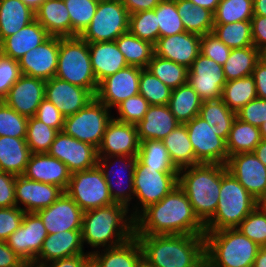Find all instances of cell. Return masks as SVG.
Here are the masks:
<instances>
[{
	"label": "cell",
	"mask_w": 266,
	"mask_h": 267,
	"mask_svg": "<svg viewBox=\"0 0 266 267\" xmlns=\"http://www.w3.org/2000/svg\"><path fill=\"white\" fill-rule=\"evenodd\" d=\"M205 235L184 191L176 186L135 218V235Z\"/></svg>",
	"instance_id": "obj_1"
},
{
	"label": "cell",
	"mask_w": 266,
	"mask_h": 267,
	"mask_svg": "<svg viewBox=\"0 0 266 267\" xmlns=\"http://www.w3.org/2000/svg\"><path fill=\"white\" fill-rule=\"evenodd\" d=\"M154 267H206L204 235H135Z\"/></svg>",
	"instance_id": "obj_2"
},
{
	"label": "cell",
	"mask_w": 266,
	"mask_h": 267,
	"mask_svg": "<svg viewBox=\"0 0 266 267\" xmlns=\"http://www.w3.org/2000/svg\"><path fill=\"white\" fill-rule=\"evenodd\" d=\"M130 210L114 203L85 211L81 227L83 245L87 243L97 251V248L119 246L131 239L135 235V219L129 214Z\"/></svg>",
	"instance_id": "obj_3"
},
{
	"label": "cell",
	"mask_w": 266,
	"mask_h": 267,
	"mask_svg": "<svg viewBox=\"0 0 266 267\" xmlns=\"http://www.w3.org/2000/svg\"><path fill=\"white\" fill-rule=\"evenodd\" d=\"M178 186L187 195L195 215L205 224L217 209L221 164L200 163L179 170Z\"/></svg>",
	"instance_id": "obj_4"
},
{
	"label": "cell",
	"mask_w": 266,
	"mask_h": 267,
	"mask_svg": "<svg viewBox=\"0 0 266 267\" xmlns=\"http://www.w3.org/2000/svg\"><path fill=\"white\" fill-rule=\"evenodd\" d=\"M206 267H253L260 246L237 228L205 232Z\"/></svg>",
	"instance_id": "obj_5"
},
{
	"label": "cell",
	"mask_w": 266,
	"mask_h": 267,
	"mask_svg": "<svg viewBox=\"0 0 266 267\" xmlns=\"http://www.w3.org/2000/svg\"><path fill=\"white\" fill-rule=\"evenodd\" d=\"M258 201L221 164V188L215 214L204 224L205 232L236 228Z\"/></svg>",
	"instance_id": "obj_6"
},
{
	"label": "cell",
	"mask_w": 266,
	"mask_h": 267,
	"mask_svg": "<svg viewBox=\"0 0 266 267\" xmlns=\"http://www.w3.org/2000/svg\"><path fill=\"white\" fill-rule=\"evenodd\" d=\"M55 77L83 87L96 95L99 84L92 69L88 42L80 36L59 37Z\"/></svg>",
	"instance_id": "obj_7"
},
{
	"label": "cell",
	"mask_w": 266,
	"mask_h": 267,
	"mask_svg": "<svg viewBox=\"0 0 266 267\" xmlns=\"http://www.w3.org/2000/svg\"><path fill=\"white\" fill-rule=\"evenodd\" d=\"M112 118L110 109L95 97L81 110L64 118L63 131L97 149Z\"/></svg>",
	"instance_id": "obj_8"
},
{
	"label": "cell",
	"mask_w": 266,
	"mask_h": 267,
	"mask_svg": "<svg viewBox=\"0 0 266 267\" xmlns=\"http://www.w3.org/2000/svg\"><path fill=\"white\" fill-rule=\"evenodd\" d=\"M133 182L134 198L138 200H136L137 206L134 205L131 212V216L135 219L149 205L158 203L178 186V171H157V169L142 165L137 160Z\"/></svg>",
	"instance_id": "obj_9"
},
{
	"label": "cell",
	"mask_w": 266,
	"mask_h": 267,
	"mask_svg": "<svg viewBox=\"0 0 266 267\" xmlns=\"http://www.w3.org/2000/svg\"><path fill=\"white\" fill-rule=\"evenodd\" d=\"M129 31V13L120 0H99L91 23L80 35L88 43L115 41Z\"/></svg>",
	"instance_id": "obj_10"
},
{
	"label": "cell",
	"mask_w": 266,
	"mask_h": 267,
	"mask_svg": "<svg viewBox=\"0 0 266 267\" xmlns=\"http://www.w3.org/2000/svg\"><path fill=\"white\" fill-rule=\"evenodd\" d=\"M65 193L85 212L114 204L98 165L71 174Z\"/></svg>",
	"instance_id": "obj_11"
},
{
	"label": "cell",
	"mask_w": 266,
	"mask_h": 267,
	"mask_svg": "<svg viewBox=\"0 0 266 267\" xmlns=\"http://www.w3.org/2000/svg\"><path fill=\"white\" fill-rule=\"evenodd\" d=\"M189 140L199 163L223 164L228 161L226 141L215 126H210L199 115L185 124Z\"/></svg>",
	"instance_id": "obj_12"
},
{
	"label": "cell",
	"mask_w": 266,
	"mask_h": 267,
	"mask_svg": "<svg viewBox=\"0 0 266 267\" xmlns=\"http://www.w3.org/2000/svg\"><path fill=\"white\" fill-rule=\"evenodd\" d=\"M113 159L115 160L114 163L110 162ZM136 162H137V156H121V155L98 157L97 160V165L101 169L103 176L107 182L109 193L111 195L113 202L122 204L126 206L128 209L130 207L132 199H134V194H135L133 181H134V168ZM117 164L119 167L118 166L115 167V165ZM117 167L118 169H115ZM118 172L122 176L118 175L117 174ZM115 177H117V180L114 179ZM118 177L119 179L122 180H119ZM113 180L116 181V184L115 181Z\"/></svg>",
	"instance_id": "obj_13"
},
{
	"label": "cell",
	"mask_w": 266,
	"mask_h": 267,
	"mask_svg": "<svg viewBox=\"0 0 266 267\" xmlns=\"http://www.w3.org/2000/svg\"><path fill=\"white\" fill-rule=\"evenodd\" d=\"M47 235L40 216L36 212H25L21 226L5 242L29 267H34Z\"/></svg>",
	"instance_id": "obj_14"
},
{
	"label": "cell",
	"mask_w": 266,
	"mask_h": 267,
	"mask_svg": "<svg viewBox=\"0 0 266 267\" xmlns=\"http://www.w3.org/2000/svg\"><path fill=\"white\" fill-rule=\"evenodd\" d=\"M47 154L63 162L71 174L95 167L98 160L94 146L79 141L64 131L58 132Z\"/></svg>",
	"instance_id": "obj_15"
},
{
	"label": "cell",
	"mask_w": 266,
	"mask_h": 267,
	"mask_svg": "<svg viewBox=\"0 0 266 267\" xmlns=\"http://www.w3.org/2000/svg\"><path fill=\"white\" fill-rule=\"evenodd\" d=\"M226 82L223 66L201 53L188 68V83L202 101L221 99Z\"/></svg>",
	"instance_id": "obj_16"
},
{
	"label": "cell",
	"mask_w": 266,
	"mask_h": 267,
	"mask_svg": "<svg viewBox=\"0 0 266 267\" xmlns=\"http://www.w3.org/2000/svg\"><path fill=\"white\" fill-rule=\"evenodd\" d=\"M141 70L128 65L106 77L99 83L95 97L111 110L129 97L139 94Z\"/></svg>",
	"instance_id": "obj_17"
},
{
	"label": "cell",
	"mask_w": 266,
	"mask_h": 267,
	"mask_svg": "<svg viewBox=\"0 0 266 267\" xmlns=\"http://www.w3.org/2000/svg\"><path fill=\"white\" fill-rule=\"evenodd\" d=\"M227 170L258 201L266 191V166L253 152L231 155Z\"/></svg>",
	"instance_id": "obj_18"
},
{
	"label": "cell",
	"mask_w": 266,
	"mask_h": 267,
	"mask_svg": "<svg viewBox=\"0 0 266 267\" xmlns=\"http://www.w3.org/2000/svg\"><path fill=\"white\" fill-rule=\"evenodd\" d=\"M140 141L137 127L134 124L122 123L112 118L107 124L100 146L98 157L137 156Z\"/></svg>",
	"instance_id": "obj_19"
},
{
	"label": "cell",
	"mask_w": 266,
	"mask_h": 267,
	"mask_svg": "<svg viewBox=\"0 0 266 267\" xmlns=\"http://www.w3.org/2000/svg\"><path fill=\"white\" fill-rule=\"evenodd\" d=\"M59 53V37L50 36L19 60L22 75L49 80L55 76Z\"/></svg>",
	"instance_id": "obj_20"
},
{
	"label": "cell",
	"mask_w": 266,
	"mask_h": 267,
	"mask_svg": "<svg viewBox=\"0 0 266 267\" xmlns=\"http://www.w3.org/2000/svg\"><path fill=\"white\" fill-rule=\"evenodd\" d=\"M65 191L55 185L28 179L24 175L16 176L15 199L16 206L24 212H37L49 207ZM23 207H21V205Z\"/></svg>",
	"instance_id": "obj_21"
},
{
	"label": "cell",
	"mask_w": 266,
	"mask_h": 267,
	"mask_svg": "<svg viewBox=\"0 0 266 267\" xmlns=\"http://www.w3.org/2000/svg\"><path fill=\"white\" fill-rule=\"evenodd\" d=\"M36 213L48 234L81 230L84 211L65 192L49 207Z\"/></svg>",
	"instance_id": "obj_22"
},
{
	"label": "cell",
	"mask_w": 266,
	"mask_h": 267,
	"mask_svg": "<svg viewBox=\"0 0 266 267\" xmlns=\"http://www.w3.org/2000/svg\"><path fill=\"white\" fill-rule=\"evenodd\" d=\"M45 84L43 79L22 75L2 101L20 115L33 117L45 98Z\"/></svg>",
	"instance_id": "obj_23"
},
{
	"label": "cell",
	"mask_w": 266,
	"mask_h": 267,
	"mask_svg": "<svg viewBox=\"0 0 266 267\" xmlns=\"http://www.w3.org/2000/svg\"><path fill=\"white\" fill-rule=\"evenodd\" d=\"M45 98L52 102L64 117L85 107L95 96L87 89L52 77L46 80Z\"/></svg>",
	"instance_id": "obj_24"
},
{
	"label": "cell",
	"mask_w": 266,
	"mask_h": 267,
	"mask_svg": "<svg viewBox=\"0 0 266 267\" xmlns=\"http://www.w3.org/2000/svg\"><path fill=\"white\" fill-rule=\"evenodd\" d=\"M200 40V35L186 31L159 37L154 45L155 55L189 68L200 54Z\"/></svg>",
	"instance_id": "obj_25"
},
{
	"label": "cell",
	"mask_w": 266,
	"mask_h": 267,
	"mask_svg": "<svg viewBox=\"0 0 266 267\" xmlns=\"http://www.w3.org/2000/svg\"><path fill=\"white\" fill-rule=\"evenodd\" d=\"M80 254H90V251L84 252L81 230L48 234L34 261V267H42L51 261Z\"/></svg>",
	"instance_id": "obj_26"
},
{
	"label": "cell",
	"mask_w": 266,
	"mask_h": 267,
	"mask_svg": "<svg viewBox=\"0 0 266 267\" xmlns=\"http://www.w3.org/2000/svg\"><path fill=\"white\" fill-rule=\"evenodd\" d=\"M23 175L34 181L58 186L64 191L71 177L67 166L47 153H32Z\"/></svg>",
	"instance_id": "obj_27"
},
{
	"label": "cell",
	"mask_w": 266,
	"mask_h": 267,
	"mask_svg": "<svg viewBox=\"0 0 266 267\" xmlns=\"http://www.w3.org/2000/svg\"><path fill=\"white\" fill-rule=\"evenodd\" d=\"M91 261L96 267H138L143 259L139 240L134 235L125 243L90 252Z\"/></svg>",
	"instance_id": "obj_28"
},
{
	"label": "cell",
	"mask_w": 266,
	"mask_h": 267,
	"mask_svg": "<svg viewBox=\"0 0 266 267\" xmlns=\"http://www.w3.org/2000/svg\"><path fill=\"white\" fill-rule=\"evenodd\" d=\"M179 124L168 105H150L143 119L136 125L139 141H161Z\"/></svg>",
	"instance_id": "obj_29"
},
{
	"label": "cell",
	"mask_w": 266,
	"mask_h": 267,
	"mask_svg": "<svg viewBox=\"0 0 266 267\" xmlns=\"http://www.w3.org/2000/svg\"><path fill=\"white\" fill-rule=\"evenodd\" d=\"M91 65L98 84L128 66L115 41L88 43Z\"/></svg>",
	"instance_id": "obj_30"
},
{
	"label": "cell",
	"mask_w": 266,
	"mask_h": 267,
	"mask_svg": "<svg viewBox=\"0 0 266 267\" xmlns=\"http://www.w3.org/2000/svg\"><path fill=\"white\" fill-rule=\"evenodd\" d=\"M49 37L50 35L44 27L35 19L16 34L6 37L0 43V51L18 61L28 51L38 47Z\"/></svg>",
	"instance_id": "obj_31"
},
{
	"label": "cell",
	"mask_w": 266,
	"mask_h": 267,
	"mask_svg": "<svg viewBox=\"0 0 266 267\" xmlns=\"http://www.w3.org/2000/svg\"><path fill=\"white\" fill-rule=\"evenodd\" d=\"M35 19L50 36L71 37V21L64 0H46L35 12Z\"/></svg>",
	"instance_id": "obj_32"
},
{
	"label": "cell",
	"mask_w": 266,
	"mask_h": 267,
	"mask_svg": "<svg viewBox=\"0 0 266 267\" xmlns=\"http://www.w3.org/2000/svg\"><path fill=\"white\" fill-rule=\"evenodd\" d=\"M31 151L25 138L0 136V171L23 175Z\"/></svg>",
	"instance_id": "obj_33"
},
{
	"label": "cell",
	"mask_w": 266,
	"mask_h": 267,
	"mask_svg": "<svg viewBox=\"0 0 266 267\" xmlns=\"http://www.w3.org/2000/svg\"><path fill=\"white\" fill-rule=\"evenodd\" d=\"M35 20V12L21 0H0V43Z\"/></svg>",
	"instance_id": "obj_34"
},
{
	"label": "cell",
	"mask_w": 266,
	"mask_h": 267,
	"mask_svg": "<svg viewBox=\"0 0 266 267\" xmlns=\"http://www.w3.org/2000/svg\"><path fill=\"white\" fill-rule=\"evenodd\" d=\"M161 141L178 171L200 164L195 158L194 149L189 140L185 124H179Z\"/></svg>",
	"instance_id": "obj_35"
},
{
	"label": "cell",
	"mask_w": 266,
	"mask_h": 267,
	"mask_svg": "<svg viewBox=\"0 0 266 267\" xmlns=\"http://www.w3.org/2000/svg\"><path fill=\"white\" fill-rule=\"evenodd\" d=\"M202 102L198 93L186 83L172 89L168 107L180 124H186L199 115Z\"/></svg>",
	"instance_id": "obj_36"
},
{
	"label": "cell",
	"mask_w": 266,
	"mask_h": 267,
	"mask_svg": "<svg viewBox=\"0 0 266 267\" xmlns=\"http://www.w3.org/2000/svg\"><path fill=\"white\" fill-rule=\"evenodd\" d=\"M175 2L186 32L202 36L213 31L214 15L212 11L195 6L189 0H175Z\"/></svg>",
	"instance_id": "obj_37"
},
{
	"label": "cell",
	"mask_w": 266,
	"mask_h": 267,
	"mask_svg": "<svg viewBox=\"0 0 266 267\" xmlns=\"http://www.w3.org/2000/svg\"><path fill=\"white\" fill-rule=\"evenodd\" d=\"M261 59V52L253 45L245 48L232 49L223 65L227 81L252 75L256 63Z\"/></svg>",
	"instance_id": "obj_38"
},
{
	"label": "cell",
	"mask_w": 266,
	"mask_h": 267,
	"mask_svg": "<svg viewBox=\"0 0 266 267\" xmlns=\"http://www.w3.org/2000/svg\"><path fill=\"white\" fill-rule=\"evenodd\" d=\"M129 66L146 68L155 54L154 45L133 35L130 31L115 40Z\"/></svg>",
	"instance_id": "obj_39"
},
{
	"label": "cell",
	"mask_w": 266,
	"mask_h": 267,
	"mask_svg": "<svg viewBox=\"0 0 266 267\" xmlns=\"http://www.w3.org/2000/svg\"><path fill=\"white\" fill-rule=\"evenodd\" d=\"M261 140L260 128L236 117L226 141L228 156L253 152Z\"/></svg>",
	"instance_id": "obj_40"
},
{
	"label": "cell",
	"mask_w": 266,
	"mask_h": 267,
	"mask_svg": "<svg viewBox=\"0 0 266 267\" xmlns=\"http://www.w3.org/2000/svg\"><path fill=\"white\" fill-rule=\"evenodd\" d=\"M255 98L257 92L252 76L227 81L222 89L221 100L234 112Z\"/></svg>",
	"instance_id": "obj_41"
},
{
	"label": "cell",
	"mask_w": 266,
	"mask_h": 267,
	"mask_svg": "<svg viewBox=\"0 0 266 267\" xmlns=\"http://www.w3.org/2000/svg\"><path fill=\"white\" fill-rule=\"evenodd\" d=\"M199 116L210 126H215L221 132V138L227 141L232 124L236 118V112L221 100L203 101Z\"/></svg>",
	"instance_id": "obj_42"
},
{
	"label": "cell",
	"mask_w": 266,
	"mask_h": 267,
	"mask_svg": "<svg viewBox=\"0 0 266 267\" xmlns=\"http://www.w3.org/2000/svg\"><path fill=\"white\" fill-rule=\"evenodd\" d=\"M146 69L171 89L188 83V68L176 62L153 55Z\"/></svg>",
	"instance_id": "obj_43"
},
{
	"label": "cell",
	"mask_w": 266,
	"mask_h": 267,
	"mask_svg": "<svg viewBox=\"0 0 266 267\" xmlns=\"http://www.w3.org/2000/svg\"><path fill=\"white\" fill-rule=\"evenodd\" d=\"M137 160L144 166L157 171H178L172 163L162 141L147 140L140 142Z\"/></svg>",
	"instance_id": "obj_44"
},
{
	"label": "cell",
	"mask_w": 266,
	"mask_h": 267,
	"mask_svg": "<svg viewBox=\"0 0 266 267\" xmlns=\"http://www.w3.org/2000/svg\"><path fill=\"white\" fill-rule=\"evenodd\" d=\"M212 33L231 49L253 46L251 21L214 24Z\"/></svg>",
	"instance_id": "obj_45"
},
{
	"label": "cell",
	"mask_w": 266,
	"mask_h": 267,
	"mask_svg": "<svg viewBox=\"0 0 266 267\" xmlns=\"http://www.w3.org/2000/svg\"><path fill=\"white\" fill-rule=\"evenodd\" d=\"M213 15L214 24L251 21L253 0H221Z\"/></svg>",
	"instance_id": "obj_46"
},
{
	"label": "cell",
	"mask_w": 266,
	"mask_h": 267,
	"mask_svg": "<svg viewBox=\"0 0 266 267\" xmlns=\"http://www.w3.org/2000/svg\"><path fill=\"white\" fill-rule=\"evenodd\" d=\"M58 132L35 116L29 117L25 140L31 153H47Z\"/></svg>",
	"instance_id": "obj_47"
},
{
	"label": "cell",
	"mask_w": 266,
	"mask_h": 267,
	"mask_svg": "<svg viewBox=\"0 0 266 267\" xmlns=\"http://www.w3.org/2000/svg\"><path fill=\"white\" fill-rule=\"evenodd\" d=\"M71 21V37L80 36L91 23L99 0H64Z\"/></svg>",
	"instance_id": "obj_48"
},
{
	"label": "cell",
	"mask_w": 266,
	"mask_h": 267,
	"mask_svg": "<svg viewBox=\"0 0 266 267\" xmlns=\"http://www.w3.org/2000/svg\"><path fill=\"white\" fill-rule=\"evenodd\" d=\"M171 93L172 89L146 68L141 70L139 94L148 101L149 105H168Z\"/></svg>",
	"instance_id": "obj_49"
},
{
	"label": "cell",
	"mask_w": 266,
	"mask_h": 267,
	"mask_svg": "<svg viewBox=\"0 0 266 267\" xmlns=\"http://www.w3.org/2000/svg\"><path fill=\"white\" fill-rule=\"evenodd\" d=\"M154 10L159 26V37L185 32L175 0H161Z\"/></svg>",
	"instance_id": "obj_50"
},
{
	"label": "cell",
	"mask_w": 266,
	"mask_h": 267,
	"mask_svg": "<svg viewBox=\"0 0 266 267\" xmlns=\"http://www.w3.org/2000/svg\"><path fill=\"white\" fill-rule=\"evenodd\" d=\"M129 31L138 38L155 45L159 38V26L155 10L129 15Z\"/></svg>",
	"instance_id": "obj_51"
},
{
	"label": "cell",
	"mask_w": 266,
	"mask_h": 267,
	"mask_svg": "<svg viewBox=\"0 0 266 267\" xmlns=\"http://www.w3.org/2000/svg\"><path fill=\"white\" fill-rule=\"evenodd\" d=\"M236 228L258 246H266V211L258 205Z\"/></svg>",
	"instance_id": "obj_52"
},
{
	"label": "cell",
	"mask_w": 266,
	"mask_h": 267,
	"mask_svg": "<svg viewBox=\"0 0 266 267\" xmlns=\"http://www.w3.org/2000/svg\"><path fill=\"white\" fill-rule=\"evenodd\" d=\"M28 117L0 101V136L26 138Z\"/></svg>",
	"instance_id": "obj_53"
},
{
	"label": "cell",
	"mask_w": 266,
	"mask_h": 267,
	"mask_svg": "<svg viewBox=\"0 0 266 267\" xmlns=\"http://www.w3.org/2000/svg\"><path fill=\"white\" fill-rule=\"evenodd\" d=\"M149 106L148 101L142 95H134L115 107L119 117L113 116V119L122 123L137 125L145 116Z\"/></svg>",
	"instance_id": "obj_54"
},
{
	"label": "cell",
	"mask_w": 266,
	"mask_h": 267,
	"mask_svg": "<svg viewBox=\"0 0 266 267\" xmlns=\"http://www.w3.org/2000/svg\"><path fill=\"white\" fill-rule=\"evenodd\" d=\"M21 76L19 62L0 51V101L7 96L9 89Z\"/></svg>",
	"instance_id": "obj_55"
},
{
	"label": "cell",
	"mask_w": 266,
	"mask_h": 267,
	"mask_svg": "<svg viewBox=\"0 0 266 267\" xmlns=\"http://www.w3.org/2000/svg\"><path fill=\"white\" fill-rule=\"evenodd\" d=\"M231 50L212 32L201 36L200 53L214 60L217 64L223 66Z\"/></svg>",
	"instance_id": "obj_56"
},
{
	"label": "cell",
	"mask_w": 266,
	"mask_h": 267,
	"mask_svg": "<svg viewBox=\"0 0 266 267\" xmlns=\"http://www.w3.org/2000/svg\"><path fill=\"white\" fill-rule=\"evenodd\" d=\"M236 117L260 128L266 121V100L258 97L251 100L236 112Z\"/></svg>",
	"instance_id": "obj_57"
},
{
	"label": "cell",
	"mask_w": 266,
	"mask_h": 267,
	"mask_svg": "<svg viewBox=\"0 0 266 267\" xmlns=\"http://www.w3.org/2000/svg\"><path fill=\"white\" fill-rule=\"evenodd\" d=\"M24 214L17 206L0 208V241L5 242L21 226Z\"/></svg>",
	"instance_id": "obj_58"
},
{
	"label": "cell",
	"mask_w": 266,
	"mask_h": 267,
	"mask_svg": "<svg viewBox=\"0 0 266 267\" xmlns=\"http://www.w3.org/2000/svg\"><path fill=\"white\" fill-rule=\"evenodd\" d=\"M35 117L47 126L57 129L58 131H63L65 117L61 114L59 109L46 98H44L38 106Z\"/></svg>",
	"instance_id": "obj_59"
},
{
	"label": "cell",
	"mask_w": 266,
	"mask_h": 267,
	"mask_svg": "<svg viewBox=\"0 0 266 267\" xmlns=\"http://www.w3.org/2000/svg\"><path fill=\"white\" fill-rule=\"evenodd\" d=\"M16 175L0 171V208L16 206Z\"/></svg>",
	"instance_id": "obj_60"
},
{
	"label": "cell",
	"mask_w": 266,
	"mask_h": 267,
	"mask_svg": "<svg viewBox=\"0 0 266 267\" xmlns=\"http://www.w3.org/2000/svg\"><path fill=\"white\" fill-rule=\"evenodd\" d=\"M253 45L262 52L266 48V16L254 15L251 18Z\"/></svg>",
	"instance_id": "obj_61"
},
{
	"label": "cell",
	"mask_w": 266,
	"mask_h": 267,
	"mask_svg": "<svg viewBox=\"0 0 266 267\" xmlns=\"http://www.w3.org/2000/svg\"><path fill=\"white\" fill-rule=\"evenodd\" d=\"M255 81L257 97L266 100V61L261 58L251 75Z\"/></svg>",
	"instance_id": "obj_62"
},
{
	"label": "cell",
	"mask_w": 266,
	"mask_h": 267,
	"mask_svg": "<svg viewBox=\"0 0 266 267\" xmlns=\"http://www.w3.org/2000/svg\"><path fill=\"white\" fill-rule=\"evenodd\" d=\"M0 267H29L15 252L6 244L0 241Z\"/></svg>",
	"instance_id": "obj_63"
},
{
	"label": "cell",
	"mask_w": 266,
	"mask_h": 267,
	"mask_svg": "<svg viewBox=\"0 0 266 267\" xmlns=\"http://www.w3.org/2000/svg\"><path fill=\"white\" fill-rule=\"evenodd\" d=\"M90 261V254H80L51 261L42 267H85Z\"/></svg>",
	"instance_id": "obj_64"
},
{
	"label": "cell",
	"mask_w": 266,
	"mask_h": 267,
	"mask_svg": "<svg viewBox=\"0 0 266 267\" xmlns=\"http://www.w3.org/2000/svg\"><path fill=\"white\" fill-rule=\"evenodd\" d=\"M129 15L141 11L153 10L161 0H120Z\"/></svg>",
	"instance_id": "obj_65"
},
{
	"label": "cell",
	"mask_w": 266,
	"mask_h": 267,
	"mask_svg": "<svg viewBox=\"0 0 266 267\" xmlns=\"http://www.w3.org/2000/svg\"><path fill=\"white\" fill-rule=\"evenodd\" d=\"M189 1H191L195 6L209 9L214 13L221 0H189Z\"/></svg>",
	"instance_id": "obj_66"
},
{
	"label": "cell",
	"mask_w": 266,
	"mask_h": 267,
	"mask_svg": "<svg viewBox=\"0 0 266 267\" xmlns=\"http://www.w3.org/2000/svg\"><path fill=\"white\" fill-rule=\"evenodd\" d=\"M253 153L266 166V140L262 139L255 147Z\"/></svg>",
	"instance_id": "obj_67"
},
{
	"label": "cell",
	"mask_w": 266,
	"mask_h": 267,
	"mask_svg": "<svg viewBox=\"0 0 266 267\" xmlns=\"http://www.w3.org/2000/svg\"><path fill=\"white\" fill-rule=\"evenodd\" d=\"M253 267H266V246L259 248Z\"/></svg>",
	"instance_id": "obj_68"
},
{
	"label": "cell",
	"mask_w": 266,
	"mask_h": 267,
	"mask_svg": "<svg viewBox=\"0 0 266 267\" xmlns=\"http://www.w3.org/2000/svg\"><path fill=\"white\" fill-rule=\"evenodd\" d=\"M254 15L266 16V0H253Z\"/></svg>",
	"instance_id": "obj_69"
},
{
	"label": "cell",
	"mask_w": 266,
	"mask_h": 267,
	"mask_svg": "<svg viewBox=\"0 0 266 267\" xmlns=\"http://www.w3.org/2000/svg\"><path fill=\"white\" fill-rule=\"evenodd\" d=\"M32 11L36 12L46 0H21Z\"/></svg>",
	"instance_id": "obj_70"
},
{
	"label": "cell",
	"mask_w": 266,
	"mask_h": 267,
	"mask_svg": "<svg viewBox=\"0 0 266 267\" xmlns=\"http://www.w3.org/2000/svg\"><path fill=\"white\" fill-rule=\"evenodd\" d=\"M258 206L266 211V191L264 195L258 200Z\"/></svg>",
	"instance_id": "obj_71"
},
{
	"label": "cell",
	"mask_w": 266,
	"mask_h": 267,
	"mask_svg": "<svg viewBox=\"0 0 266 267\" xmlns=\"http://www.w3.org/2000/svg\"><path fill=\"white\" fill-rule=\"evenodd\" d=\"M261 137L266 140V121L260 127Z\"/></svg>",
	"instance_id": "obj_72"
},
{
	"label": "cell",
	"mask_w": 266,
	"mask_h": 267,
	"mask_svg": "<svg viewBox=\"0 0 266 267\" xmlns=\"http://www.w3.org/2000/svg\"><path fill=\"white\" fill-rule=\"evenodd\" d=\"M138 267H154V266L150 265L147 261L142 259V261L139 263Z\"/></svg>",
	"instance_id": "obj_73"
},
{
	"label": "cell",
	"mask_w": 266,
	"mask_h": 267,
	"mask_svg": "<svg viewBox=\"0 0 266 267\" xmlns=\"http://www.w3.org/2000/svg\"><path fill=\"white\" fill-rule=\"evenodd\" d=\"M261 58L266 61V48L261 52Z\"/></svg>",
	"instance_id": "obj_74"
},
{
	"label": "cell",
	"mask_w": 266,
	"mask_h": 267,
	"mask_svg": "<svg viewBox=\"0 0 266 267\" xmlns=\"http://www.w3.org/2000/svg\"><path fill=\"white\" fill-rule=\"evenodd\" d=\"M85 267H96L92 261H90Z\"/></svg>",
	"instance_id": "obj_75"
}]
</instances>
